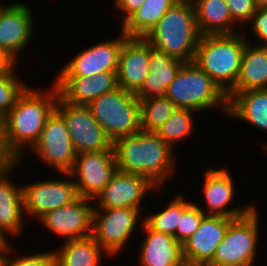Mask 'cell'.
<instances>
[{
    "instance_id": "cell-1",
    "label": "cell",
    "mask_w": 267,
    "mask_h": 266,
    "mask_svg": "<svg viewBox=\"0 0 267 266\" xmlns=\"http://www.w3.org/2000/svg\"><path fill=\"white\" fill-rule=\"evenodd\" d=\"M59 92L54 83L48 91L28 86L1 120V157L23 162L25 150L40 138L48 117L55 110ZM26 148V149H25Z\"/></svg>"
},
{
    "instance_id": "cell-2",
    "label": "cell",
    "mask_w": 267,
    "mask_h": 266,
    "mask_svg": "<svg viewBox=\"0 0 267 266\" xmlns=\"http://www.w3.org/2000/svg\"><path fill=\"white\" fill-rule=\"evenodd\" d=\"M113 150L118 171L144 176L158 189L178 169L177 153L155 132L141 130L121 137L113 142Z\"/></svg>"
},
{
    "instance_id": "cell-3",
    "label": "cell",
    "mask_w": 267,
    "mask_h": 266,
    "mask_svg": "<svg viewBox=\"0 0 267 266\" xmlns=\"http://www.w3.org/2000/svg\"><path fill=\"white\" fill-rule=\"evenodd\" d=\"M153 48L184 63L194 62L201 38L191 0H179L144 37Z\"/></svg>"
},
{
    "instance_id": "cell-4",
    "label": "cell",
    "mask_w": 267,
    "mask_h": 266,
    "mask_svg": "<svg viewBox=\"0 0 267 266\" xmlns=\"http://www.w3.org/2000/svg\"><path fill=\"white\" fill-rule=\"evenodd\" d=\"M247 43L244 31L235 34L201 35L194 62L227 95L236 85Z\"/></svg>"
},
{
    "instance_id": "cell-5",
    "label": "cell",
    "mask_w": 267,
    "mask_h": 266,
    "mask_svg": "<svg viewBox=\"0 0 267 266\" xmlns=\"http://www.w3.org/2000/svg\"><path fill=\"white\" fill-rule=\"evenodd\" d=\"M176 108L196 112L220 107L228 114L227 95L195 62L184 63L164 94ZM219 106V107H218Z\"/></svg>"
},
{
    "instance_id": "cell-6",
    "label": "cell",
    "mask_w": 267,
    "mask_h": 266,
    "mask_svg": "<svg viewBox=\"0 0 267 266\" xmlns=\"http://www.w3.org/2000/svg\"><path fill=\"white\" fill-rule=\"evenodd\" d=\"M87 107L112 143L142 130L139 99L121 87L102 94Z\"/></svg>"
},
{
    "instance_id": "cell-7",
    "label": "cell",
    "mask_w": 267,
    "mask_h": 266,
    "mask_svg": "<svg viewBox=\"0 0 267 266\" xmlns=\"http://www.w3.org/2000/svg\"><path fill=\"white\" fill-rule=\"evenodd\" d=\"M259 211L254 206L246 215L234 218L218 245L211 266H256Z\"/></svg>"
},
{
    "instance_id": "cell-8",
    "label": "cell",
    "mask_w": 267,
    "mask_h": 266,
    "mask_svg": "<svg viewBox=\"0 0 267 266\" xmlns=\"http://www.w3.org/2000/svg\"><path fill=\"white\" fill-rule=\"evenodd\" d=\"M141 212L136 208L93 209L92 236L108 256H115L127 247L139 225Z\"/></svg>"
},
{
    "instance_id": "cell-9",
    "label": "cell",
    "mask_w": 267,
    "mask_h": 266,
    "mask_svg": "<svg viewBox=\"0 0 267 266\" xmlns=\"http://www.w3.org/2000/svg\"><path fill=\"white\" fill-rule=\"evenodd\" d=\"M55 110L64 119L77 154L107 151L113 147L112 141L106 136L87 106L72 105L59 97Z\"/></svg>"
},
{
    "instance_id": "cell-10",
    "label": "cell",
    "mask_w": 267,
    "mask_h": 266,
    "mask_svg": "<svg viewBox=\"0 0 267 266\" xmlns=\"http://www.w3.org/2000/svg\"><path fill=\"white\" fill-rule=\"evenodd\" d=\"M31 149L41 162L58 173H69L77 156L66 123L56 110L48 117L40 138Z\"/></svg>"
},
{
    "instance_id": "cell-11",
    "label": "cell",
    "mask_w": 267,
    "mask_h": 266,
    "mask_svg": "<svg viewBox=\"0 0 267 266\" xmlns=\"http://www.w3.org/2000/svg\"><path fill=\"white\" fill-rule=\"evenodd\" d=\"M117 171L113 147L107 151L77 154L69 173H60L65 178H75L79 196L94 200Z\"/></svg>"
},
{
    "instance_id": "cell-12",
    "label": "cell",
    "mask_w": 267,
    "mask_h": 266,
    "mask_svg": "<svg viewBox=\"0 0 267 266\" xmlns=\"http://www.w3.org/2000/svg\"><path fill=\"white\" fill-rule=\"evenodd\" d=\"M26 4L14 2L0 8V54L15 64L35 31L33 11Z\"/></svg>"
},
{
    "instance_id": "cell-13",
    "label": "cell",
    "mask_w": 267,
    "mask_h": 266,
    "mask_svg": "<svg viewBox=\"0 0 267 266\" xmlns=\"http://www.w3.org/2000/svg\"><path fill=\"white\" fill-rule=\"evenodd\" d=\"M94 200L79 196L72 203L48 211L37 220L65 241L92 235Z\"/></svg>"
},
{
    "instance_id": "cell-14",
    "label": "cell",
    "mask_w": 267,
    "mask_h": 266,
    "mask_svg": "<svg viewBox=\"0 0 267 266\" xmlns=\"http://www.w3.org/2000/svg\"><path fill=\"white\" fill-rule=\"evenodd\" d=\"M53 179L33 182L22 186L23 210L31 218L38 219L48 211L68 205L76 200L74 179ZM73 179V181H72Z\"/></svg>"
},
{
    "instance_id": "cell-15",
    "label": "cell",
    "mask_w": 267,
    "mask_h": 266,
    "mask_svg": "<svg viewBox=\"0 0 267 266\" xmlns=\"http://www.w3.org/2000/svg\"><path fill=\"white\" fill-rule=\"evenodd\" d=\"M151 190L157 191L159 194L162 189H158L144 176L117 170L94 199V202L96 200L94 209L136 208L144 210L141 208V203L144 202V197L146 198L147 193Z\"/></svg>"
},
{
    "instance_id": "cell-16",
    "label": "cell",
    "mask_w": 267,
    "mask_h": 266,
    "mask_svg": "<svg viewBox=\"0 0 267 266\" xmlns=\"http://www.w3.org/2000/svg\"><path fill=\"white\" fill-rule=\"evenodd\" d=\"M119 37L91 44L74 56L56 76H94L102 72H116L120 50L128 38L122 31Z\"/></svg>"
},
{
    "instance_id": "cell-17",
    "label": "cell",
    "mask_w": 267,
    "mask_h": 266,
    "mask_svg": "<svg viewBox=\"0 0 267 266\" xmlns=\"http://www.w3.org/2000/svg\"><path fill=\"white\" fill-rule=\"evenodd\" d=\"M231 172L227 168H209L204 172L203 194L206 201V209L200 207L205 215H219L228 218H239L246 215L253 205H244V207H229L232 206L235 196V182ZM246 206V207H245ZM207 210V211H206Z\"/></svg>"
},
{
    "instance_id": "cell-18",
    "label": "cell",
    "mask_w": 267,
    "mask_h": 266,
    "mask_svg": "<svg viewBox=\"0 0 267 266\" xmlns=\"http://www.w3.org/2000/svg\"><path fill=\"white\" fill-rule=\"evenodd\" d=\"M150 43L128 37L120 50L116 71L118 87L136 93L150 72Z\"/></svg>"
},
{
    "instance_id": "cell-19",
    "label": "cell",
    "mask_w": 267,
    "mask_h": 266,
    "mask_svg": "<svg viewBox=\"0 0 267 266\" xmlns=\"http://www.w3.org/2000/svg\"><path fill=\"white\" fill-rule=\"evenodd\" d=\"M59 97L72 105L87 106L104 93L118 88L116 72H102L94 76H56L52 81Z\"/></svg>"
},
{
    "instance_id": "cell-20",
    "label": "cell",
    "mask_w": 267,
    "mask_h": 266,
    "mask_svg": "<svg viewBox=\"0 0 267 266\" xmlns=\"http://www.w3.org/2000/svg\"><path fill=\"white\" fill-rule=\"evenodd\" d=\"M19 164V161H5L0 166V231L5 236H19L25 230L22 187L10 178Z\"/></svg>"
},
{
    "instance_id": "cell-21",
    "label": "cell",
    "mask_w": 267,
    "mask_h": 266,
    "mask_svg": "<svg viewBox=\"0 0 267 266\" xmlns=\"http://www.w3.org/2000/svg\"><path fill=\"white\" fill-rule=\"evenodd\" d=\"M233 219L219 215H205L199 228L182 246L183 259L209 264Z\"/></svg>"
},
{
    "instance_id": "cell-22",
    "label": "cell",
    "mask_w": 267,
    "mask_h": 266,
    "mask_svg": "<svg viewBox=\"0 0 267 266\" xmlns=\"http://www.w3.org/2000/svg\"><path fill=\"white\" fill-rule=\"evenodd\" d=\"M146 234L141 242L139 265L141 266H180L183 259L182 245L175 237L151 230L142 220Z\"/></svg>"
},
{
    "instance_id": "cell-23",
    "label": "cell",
    "mask_w": 267,
    "mask_h": 266,
    "mask_svg": "<svg viewBox=\"0 0 267 266\" xmlns=\"http://www.w3.org/2000/svg\"><path fill=\"white\" fill-rule=\"evenodd\" d=\"M228 118L245 121L267 132V88L228 93ZM263 147L267 152V143Z\"/></svg>"
},
{
    "instance_id": "cell-24",
    "label": "cell",
    "mask_w": 267,
    "mask_h": 266,
    "mask_svg": "<svg viewBox=\"0 0 267 266\" xmlns=\"http://www.w3.org/2000/svg\"><path fill=\"white\" fill-rule=\"evenodd\" d=\"M184 62L156 50L150 44V72L142 87L135 93L139 100L164 96L167 87L175 79Z\"/></svg>"
},
{
    "instance_id": "cell-25",
    "label": "cell",
    "mask_w": 267,
    "mask_h": 266,
    "mask_svg": "<svg viewBox=\"0 0 267 266\" xmlns=\"http://www.w3.org/2000/svg\"><path fill=\"white\" fill-rule=\"evenodd\" d=\"M247 36L248 43L243 51L239 76L229 93L267 88V47L253 45L251 37Z\"/></svg>"
},
{
    "instance_id": "cell-26",
    "label": "cell",
    "mask_w": 267,
    "mask_h": 266,
    "mask_svg": "<svg viewBox=\"0 0 267 266\" xmlns=\"http://www.w3.org/2000/svg\"><path fill=\"white\" fill-rule=\"evenodd\" d=\"M191 1L201 35L235 34L243 31L232 19L225 0Z\"/></svg>"
},
{
    "instance_id": "cell-27",
    "label": "cell",
    "mask_w": 267,
    "mask_h": 266,
    "mask_svg": "<svg viewBox=\"0 0 267 266\" xmlns=\"http://www.w3.org/2000/svg\"><path fill=\"white\" fill-rule=\"evenodd\" d=\"M54 250L56 266H101L102 253L108 255L92 235L65 241Z\"/></svg>"
},
{
    "instance_id": "cell-28",
    "label": "cell",
    "mask_w": 267,
    "mask_h": 266,
    "mask_svg": "<svg viewBox=\"0 0 267 266\" xmlns=\"http://www.w3.org/2000/svg\"><path fill=\"white\" fill-rule=\"evenodd\" d=\"M178 1L145 0L141 7L121 25V31L128 37L144 38Z\"/></svg>"
},
{
    "instance_id": "cell-29",
    "label": "cell",
    "mask_w": 267,
    "mask_h": 266,
    "mask_svg": "<svg viewBox=\"0 0 267 266\" xmlns=\"http://www.w3.org/2000/svg\"><path fill=\"white\" fill-rule=\"evenodd\" d=\"M179 193L174 196L173 199L168 201L163 211L153 213L147 217H144V223L156 232L164 233L175 237L177 226L179 225V219L181 218L183 211L192 203Z\"/></svg>"
},
{
    "instance_id": "cell-30",
    "label": "cell",
    "mask_w": 267,
    "mask_h": 266,
    "mask_svg": "<svg viewBox=\"0 0 267 266\" xmlns=\"http://www.w3.org/2000/svg\"><path fill=\"white\" fill-rule=\"evenodd\" d=\"M198 112L191 109L176 108L171 116L162 124L155 133L161 137L172 149L180 141H184L195 130V121L192 114ZM194 129V130H193Z\"/></svg>"
},
{
    "instance_id": "cell-31",
    "label": "cell",
    "mask_w": 267,
    "mask_h": 266,
    "mask_svg": "<svg viewBox=\"0 0 267 266\" xmlns=\"http://www.w3.org/2000/svg\"><path fill=\"white\" fill-rule=\"evenodd\" d=\"M140 102L141 129L155 132L176 109L173 102L165 96L151 97Z\"/></svg>"
},
{
    "instance_id": "cell-32",
    "label": "cell",
    "mask_w": 267,
    "mask_h": 266,
    "mask_svg": "<svg viewBox=\"0 0 267 266\" xmlns=\"http://www.w3.org/2000/svg\"><path fill=\"white\" fill-rule=\"evenodd\" d=\"M17 64L13 63L1 76H0V120H2L10 109L15 105L17 98L28 87V84L20 81L16 77Z\"/></svg>"
},
{
    "instance_id": "cell-33",
    "label": "cell",
    "mask_w": 267,
    "mask_h": 266,
    "mask_svg": "<svg viewBox=\"0 0 267 266\" xmlns=\"http://www.w3.org/2000/svg\"><path fill=\"white\" fill-rule=\"evenodd\" d=\"M205 214L197 203H191L179 219L175 239L182 246L188 241L192 234L196 232Z\"/></svg>"
},
{
    "instance_id": "cell-34",
    "label": "cell",
    "mask_w": 267,
    "mask_h": 266,
    "mask_svg": "<svg viewBox=\"0 0 267 266\" xmlns=\"http://www.w3.org/2000/svg\"><path fill=\"white\" fill-rule=\"evenodd\" d=\"M13 244H10L4 253L1 266H56V260L53 251H44L42 253H34L25 255L11 256L13 253Z\"/></svg>"
},
{
    "instance_id": "cell-35",
    "label": "cell",
    "mask_w": 267,
    "mask_h": 266,
    "mask_svg": "<svg viewBox=\"0 0 267 266\" xmlns=\"http://www.w3.org/2000/svg\"><path fill=\"white\" fill-rule=\"evenodd\" d=\"M229 13L234 22L239 26L240 24H247L250 22L252 15L256 12L257 6L254 0H225Z\"/></svg>"
},
{
    "instance_id": "cell-36",
    "label": "cell",
    "mask_w": 267,
    "mask_h": 266,
    "mask_svg": "<svg viewBox=\"0 0 267 266\" xmlns=\"http://www.w3.org/2000/svg\"><path fill=\"white\" fill-rule=\"evenodd\" d=\"M251 33L256 37L254 45L267 47V7L257 8L249 22ZM260 42V43H259ZM259 43V44H257Z\"/></svg>"
},
{
    "instance_id": "cell-37",
    "label": "cell",
    "mask_w": 267,
    "mask_h": 266,
    "mask_svg": "<svg viewBox=\"0 0 267 266\" xmlns=\"http://www.w3.org/2000/svg\"><path fill=\"white\" fill-rule=\"evenodd\" d=\"M115 2V9H118L117 11L122 12V21L121 24H123L133 13H135L141 5L144 3L145 0H114Z\"/></svg>"
},
{
    "instance_id": "cell-38",
    "label": "cell",
    "mask_w": 267,
    "mask_h": 266,
    "mask_svg": "<svg viewBox=\"0 0 267 266\" xmlns=\"http://www.w3.org/2000/svg\"><path fill=\"white\" fill-rule=\"evenodd\" d=\"M13 63L3 54H0V76L12 65Z\"/></svg>"
},
{
    "instance_id": "cell-39",
    "label": "cell",
    "mask_w": 267,
    "mask_h": 266,
    "mask_svg": "<svg viewBox=\"0 0 267 266\" xmlns=\"http://www.w3.org/2000/svg\"><path fill=\"white\" fill-rule=\"evenodd\" d=\"M8 237H6L1 231H0V251H6L8 247L10 246V242H8Z\"/></svg>"
},
{
    "instance_id": "cell-40",
    "label": "cell",
    "mask_w": 267,
    "mask_h": 266,
    "mask_svg": "<svg viewBox=\"0 0 267 266\" xmlns=\"http://www.w3.org/2000/svg\"><path fill=\"white\" fill-rule=\"evenodd\" d=\"M180 266H211V265L206 263H195L184 260Z\"/></svg>"
},
{
    "instance_id": "cell-41",
    "label": "cell",
    "mask_w": 267,
    "mask_h": 266,
    "mask_svg": "<svg viewBox=\"0 0 267 266\" xmlns=\"http://www.w3.org/2000/svg\"><path fill=\"white\" fill-rule=\"evenodd\" d=\"M255 5L257 8H266L267 7V0H254Z\"/></svg>"
},
{
    "instance_id": "cell-42",
    "label": "cell",
    "mask_w": 267,
    "mask_h": 266,
    "mask_svg": "<svg viewBox=\"0 0 267 266\" xmlns=\"http://www.w3.org/2000/svg\"><path fill=\"white\" fill-rule=\"evenodd\" d=\"M5 252L6 251H0V266Z\"/></svg>"
},
{
    "instance_id": "cell-43",
    "label": "cell",
    "mask_w": 267,
    "mask_h": 266,
    "mask_svg": "<svg viewBox=\"0 0 267 266\" xmlns=\"http://www.w3.org/2000/svg\"><path fill=\"white\" fill-rule=\"evenodd\" d=\"M0 156H1V120H0Z\"/></svg>"
},
{
    "instance_id": "cell-44",
    "label": "cell",
    "mask_w": 267,
    "mask_h": 266,
    "mask_svg": "<svg viewBox=\"0 0 267 266\" xmlns=\"http://www.w3.org/2000/svg\"><path fill=\"white\" fill-rule=\"evenodd\" d=\"M5 162V160L0 156V166Z\"/></svg>"
}]
</instances>
